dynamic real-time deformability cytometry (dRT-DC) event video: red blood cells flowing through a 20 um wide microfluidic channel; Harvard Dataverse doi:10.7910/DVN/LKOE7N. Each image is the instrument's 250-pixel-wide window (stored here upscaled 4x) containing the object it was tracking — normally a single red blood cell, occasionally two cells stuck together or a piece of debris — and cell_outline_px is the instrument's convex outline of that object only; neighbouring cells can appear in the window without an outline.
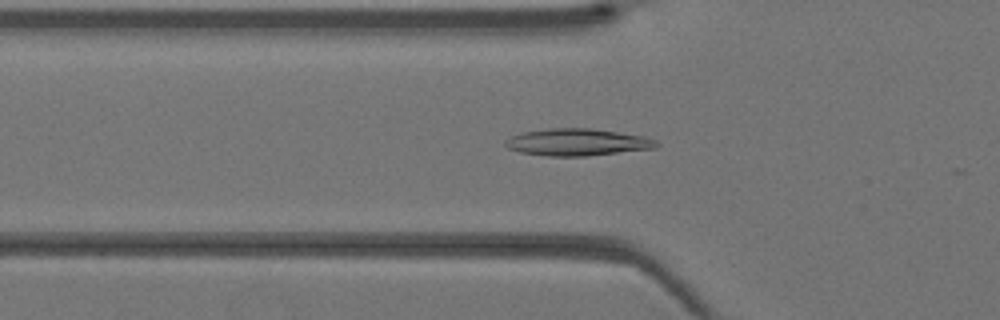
{"species": "Egyptian fruit bat (a non-hibernating species)", "species_latin": "Rousettus aegyptiacus", "temperature_condition": "warm", "stored_images_in_passage": 38, "camera_frame_rate_fps": 3000, "um_per_image_px": 0.085, "animal": {"sex": "female"}, "frame": {"image": 1, "passage_image": 14, "time_ms": 4.333, "image_size_px": [1000, 320], "cell_outline_px": [[660, 144], [656, 148], [584, 156], [548, 156], [520, 152], [508, 148], [504, 144], [504, 140], [512, 136], [524, 132], [548, 128], [592, 128], [644, 136], [656, 140]], "centroid_in_image_um": [49.08, 12.08], "position_along_channel_um": 76.7, "area_um2": 23.76}}
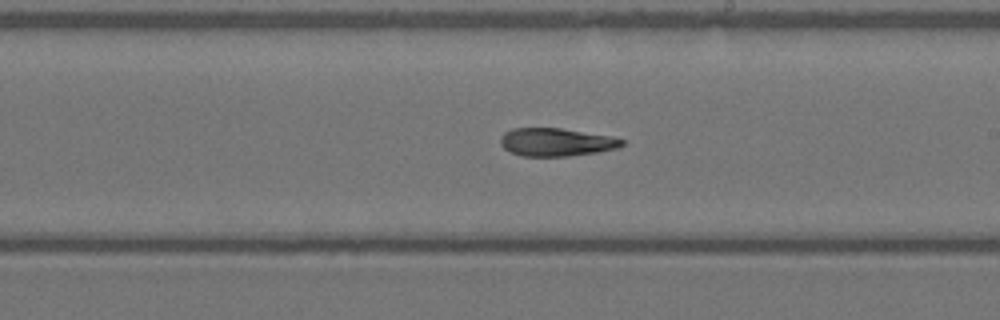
{"frame": {"image": 2, "passage_image": 24, "time_ms": 7.667, "image_size_px": [1000, 320], "cell_outline_px": [[624, 144], [620, 148], [596, 152], [568, 156], [520, 156], [504, 148], [500, 144], [500, 136], [504, 132], [512, 128], [560, 128], [612, 136], [624, 140]], "centroid_in_image_um": [47.28, 12.08], "position_along_channel_um": 241.7, "area_um2": 19.94}}
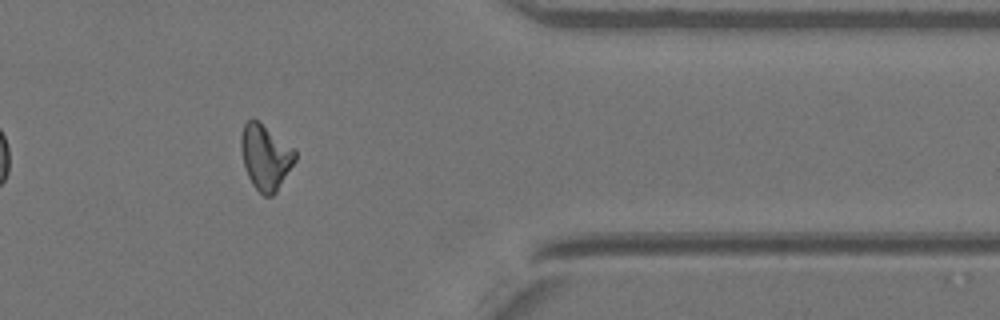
{"frame": {"image": 3, "passage_image": 34, "time_ms": 11.0, "image_size_px": [1000, 320], "cell_outline_px": [[296, 160], [276, 192], [272, 196], [264, 196], [252, 184], [248, 176], [244, 164], [240, 148], [240, 136], [244, 124], [252, 116], [296, 148]], "centroid_in_image_um": [22.57, 13.31], "position_along_channel_um": 388.8, "area_um2": 20.81}}